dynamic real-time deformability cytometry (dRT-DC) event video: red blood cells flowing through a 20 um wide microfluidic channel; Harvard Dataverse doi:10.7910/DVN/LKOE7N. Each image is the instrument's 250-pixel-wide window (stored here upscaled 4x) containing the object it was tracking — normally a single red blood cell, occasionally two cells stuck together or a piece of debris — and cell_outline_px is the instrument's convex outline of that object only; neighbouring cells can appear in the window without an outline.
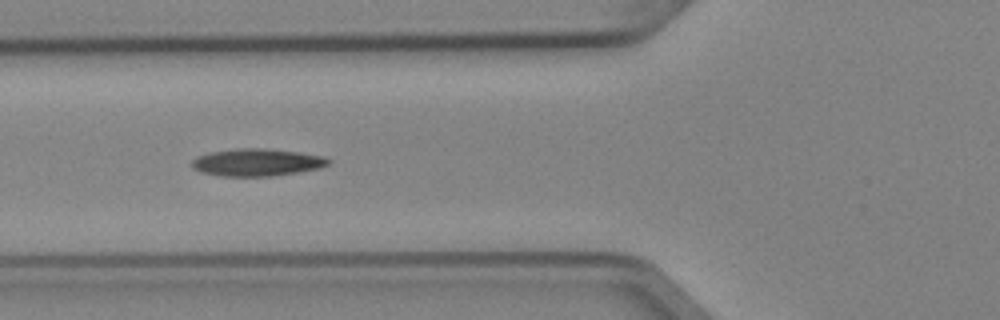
{"species": "Egyptian fruit bat (a non-hibernating species)", "species_latin": "Rousettus aegyptiacus", "temperature_condition": "cold", "stored_images_in_passage": 7, "camera_frame_rate_fps": 3000, "um_per_image_px": 0.085, "animal": {"sex": "female"}, "frame": {"image": 1, "passage_image": 5, "time_ms": 1.333, "image_size_px": [1000, 320], "cell_outline_px": [[332, 160], [328, 164], [320, 168], [272, 176], [220, 176], [200, 172], [192, 168], [192, 160], [196, 156], [208, 152], [236, 148], [264, 148], [300, 152], [324, 156]], "centroid_in_image_um": [21.81, 13.79], "position_along_channel_um": 104.0, "area_um2": 21.96}}
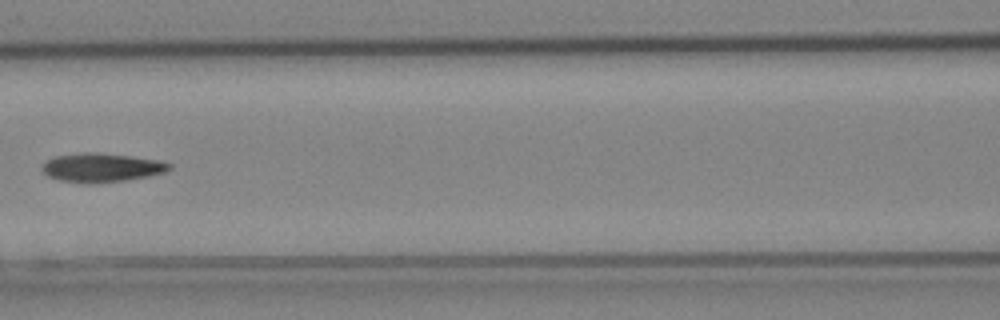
{"frame": {"image": 2, "passage_image": 6, "time_ms": 1.667, "image_size_px": [1000, 320], "cell_outline_px": [[172, 168], [168, 172], [148, 176], [124, 180], [84, 184], [60, 180], [48, 176], [40, 168], [44, 160], [56, 156], [84, 152], [100, 152], [132, 156], [160, 160], [172, 164]], "centroid_in_image_um": [8.64, 14.23], "position_along_channel_um": 158.0, "area_um2": 21.68}}